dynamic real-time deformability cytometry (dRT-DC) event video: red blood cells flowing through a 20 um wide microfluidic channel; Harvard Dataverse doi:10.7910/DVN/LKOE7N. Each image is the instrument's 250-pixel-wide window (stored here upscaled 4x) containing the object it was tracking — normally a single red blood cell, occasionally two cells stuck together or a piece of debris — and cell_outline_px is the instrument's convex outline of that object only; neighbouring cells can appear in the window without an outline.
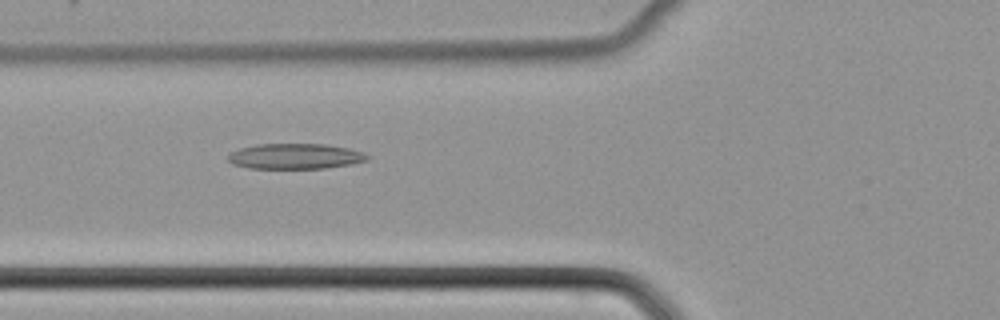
{"species": "common noctule bat (a hibernating species)", "species_latin": "Nyctalus noctula", "temperature_condition": "cold", "stored_images_in_passage": 50, "camera_frame_rate_fps": 3000, "um_per_image_px": 0.085, "animal": {"sex": "female", "body_mass_g": 22.7, "forearm_length_mm": 54.2}, "frame": {"image": 1, "passage_image": 19, "time_ms": 6.0, "image_size_px": [1000, 320], "cell_outline_px": [[372, 156], [368, 160], [352, 164], [324, 168], [248, 168], [232, 164], [228, 160], [228, 156], [232, 152], [240, 148], [256, 144], [328, 144], [352, 148], [364, 152]], "centroid_in_image_um": [25.16, 13.27], "position_along_channel_um": 100.6, "area_um2": 20.87}}
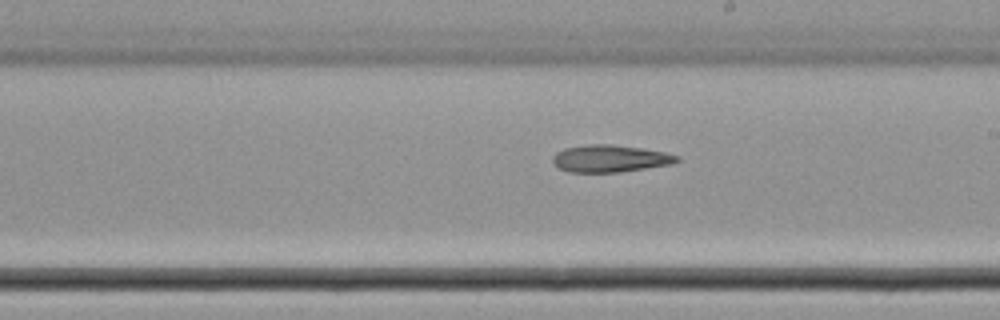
{"frame": {"image": 2, "passage_image": 29, "time_ms": 9.333, "image_size_px": [1000, 320], "cell_outline_px": [[680, 160], [672, 164], [620, 172], [568, 172], [552, 164], [552, 156], [556, 152], [564, 148], [588, 144], [612, 144], [640, 148], [664, 152], [680, 156]], "centroid_in_image_um": [51.83, 13.47], "position_along_channel_um": 237.2, "area_um2": 19.77}}
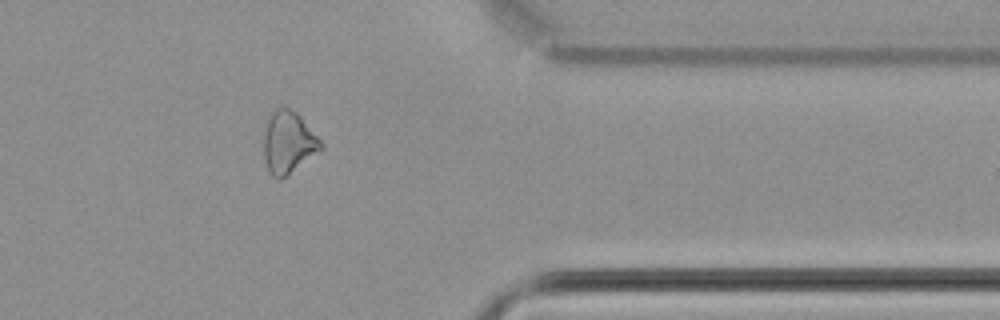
{"frame": {"image": 3, "passage_image": 41, "time_ms": 13.333, "image_size_px": [1000, 320], "cell_outline_px": [[324, 148], [288, 176], [280, 180], [276, 180], [272, 176], [268, 168], [264, 156], [264, 136], [268, 120], [272, 112], [280, 104], [296, 112], [300, 116], [324, 144]], "centroid_in_image_um": [24.53, 12.13], "position_along_channel_um": 386.9, "area_um2": 20.81}}